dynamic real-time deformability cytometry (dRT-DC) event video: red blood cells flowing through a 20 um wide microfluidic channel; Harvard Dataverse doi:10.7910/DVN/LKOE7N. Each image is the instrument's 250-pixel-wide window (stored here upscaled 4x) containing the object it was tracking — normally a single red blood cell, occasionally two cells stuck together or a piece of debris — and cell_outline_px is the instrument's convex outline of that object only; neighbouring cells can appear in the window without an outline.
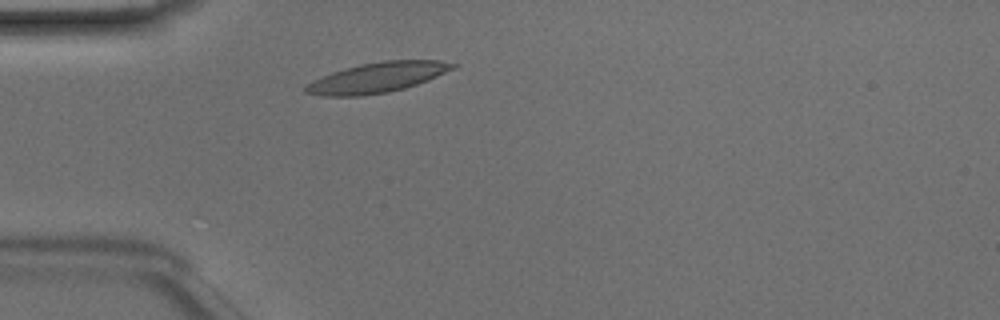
{"species": "Egyptian fruit bat (a non-hibernating species)", "species_latin": "Rousettus aegyptiacus", "temperature_condition": "room temperature", "stored_images_in_passage": 28, "camera_frame_rate_fps": 3000, "um_per_image_px": 0.085, "animal": {"sex": "male"}, "frame": {"image": 1, "passage_image": 5, "time_ms": 1.333, "image_size_px": [1000, 320], "cell_outline_px": [[460, 64], [456, 68], [428, 80], [404, 88], [388, 92], [360, 96], [324, 96], [304, 92], [304, 88], [312, 80], [332, 72], [344, 68], [360, 64], [384, 60], [436, 60]], "centroid_in_image_um": [32.09, 6.58], "position_along_channel_um": 52.9, "area_um2": 25.84}}
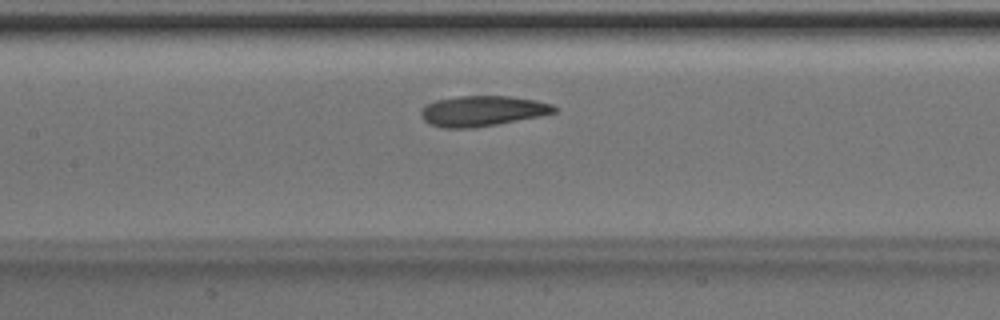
{"frame": {"image": 2, "passage_image": 14, "time_ms": 4.333, "image_size_px": [1000, 320], "cell_outline_px": [[560, 112], [540, 116], [496, 124], [472, 128], [444, 128], [428, 124], [420, 116], [420, 108], [436, 100], [452, 96], [508, 96], [536, 100], [552, 104], [560, 108]], "centroid_in_image_um": [41.01, 9.43], "position_along_channel_um": 166.4, "area_um2": 23.93}}
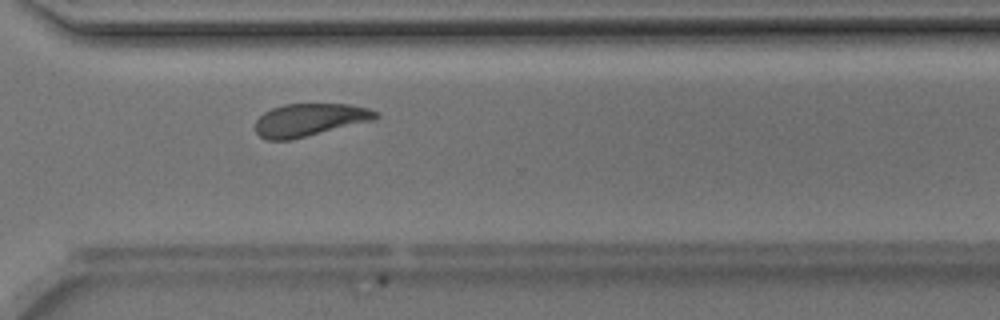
{"frame": {"image": 3, "passage_image": 27, "time_ms": 8.667, "image_size_px": [1000, 320], "cell_outline_px": [[380, 116], [376, 120], [292, 140], [268, 140], [260, 136], [256, 132], [256, 120], [264, 112], [272, 108], [284, 104], [348, 104], [368, 108], [380, 112]], "centroid_in_image_um": [26.37, 10.19], "position_along_channel_um": 344.2, "area_um2": 23.24}}